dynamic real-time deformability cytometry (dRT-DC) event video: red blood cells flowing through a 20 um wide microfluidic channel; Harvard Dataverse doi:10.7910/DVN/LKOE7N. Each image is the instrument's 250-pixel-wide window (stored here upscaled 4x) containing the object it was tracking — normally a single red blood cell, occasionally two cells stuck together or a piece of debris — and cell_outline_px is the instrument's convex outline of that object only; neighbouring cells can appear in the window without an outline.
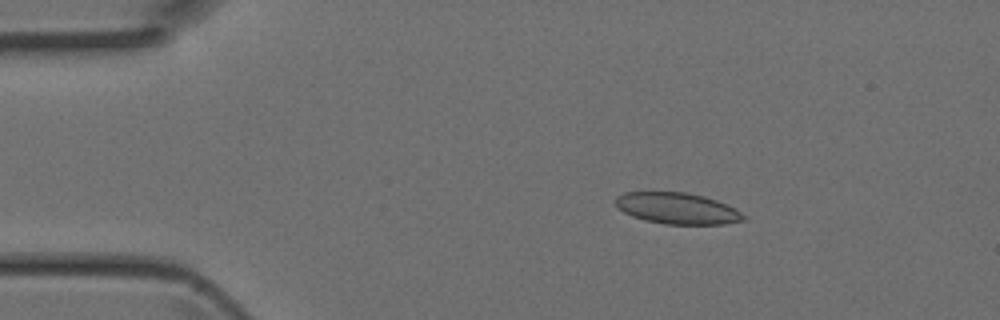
{"species": "Egyptian fruit bat (a non-hibernating species)", "species_latin": "Rousettus aegyptiacus", "temperature_condition": "room temperature", "stored_images_in_passage": 2, "camera_frame_rate_fps": 3000, "um_per_image_px": 0.085, "animal": {"sex": "female"}, "frame": {"image": 1, "passage_image": 1, "time_ms": 0.0, "image_size_px": [1000, 320], "cell_outline_px": [[748, 220], [724, 224], [664, 224], [644, 220], [632, 216], [624, 212], [616, 204], [616, 196], [624, 192], [684, 192], [704, 196], [716, 200], [748, 216]], "centroid_in_image_um": [57.58, 17.72], "position_along_channel_um": 27.4, "area_um2": 23.24}}